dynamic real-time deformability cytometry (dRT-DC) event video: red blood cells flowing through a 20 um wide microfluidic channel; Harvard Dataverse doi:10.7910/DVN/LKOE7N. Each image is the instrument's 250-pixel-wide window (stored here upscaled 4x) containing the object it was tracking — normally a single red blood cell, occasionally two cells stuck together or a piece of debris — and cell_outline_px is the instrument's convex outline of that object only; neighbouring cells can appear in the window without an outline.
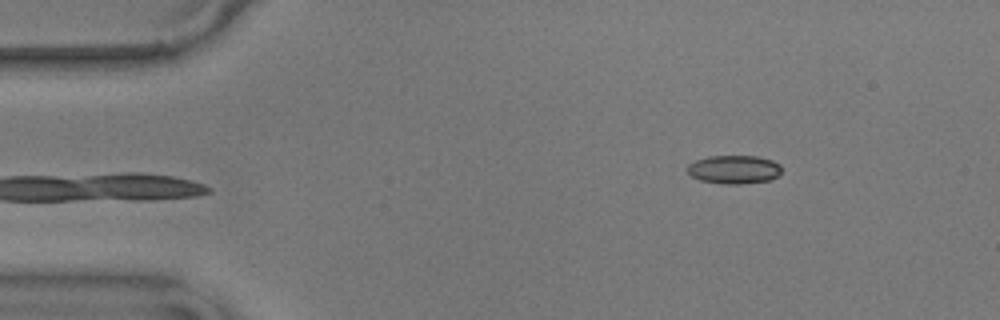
{"species": "common noctule bat (a hibernating species)", "species_latin": "Nyctalus noctula", "temperature_condition": "warm", "stored_images_in_passage": 49, "camera_frame_rate_fps": 3000, "um_per_image_px": 0.085, "animal": {"sex": "male", "body_mass_g": 17.9}, "frame": {"image": 1, "passage_image": 1, "time_ms": 0.0, "image_size_px": [1000, 320], "cell_outline_px": [[780, 172], [772, 180], [740, 184], [724, 184], [700, 180], [692, 176], [688, 172], [688, 164], [696, 160], [708, 156], [756, 156], [772, 160], [780, 164]], "centroid_in_image_um": [62.4, 14.4], "position_along_channel_um": 22.6, "area_um2": 15.61}}
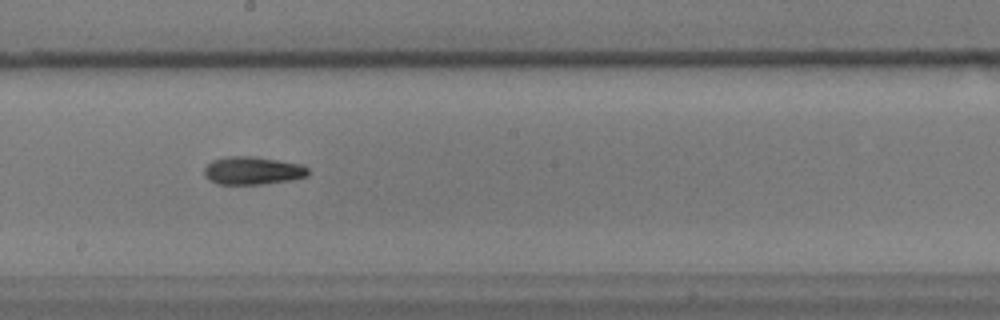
{"frame": {"image": 2, "passage_image": 24, "time_ms": 7.667, "image_size_px": [1000, 320], "cell_outline_px": [[308, 176], [292, 180], [260, 184], [216, 184], [208, 180], [204, 176], [204, 168], [212, 160], [228, 156], [252, 156], [304, 164], [308, 168]], "centroid_in_image_um": [21.47, 14.5], "position_along_channel_um": 226.7, "area_um2": 17.11}}
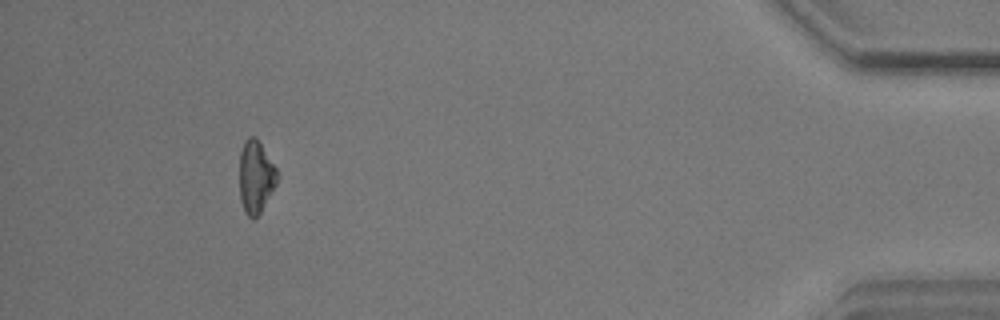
{"frame": {"image": 3, "passage_image": 45, "time_ms": 14.667, "image_size_px": [1000, 320], "cell_outline_px": [[280, 176], [276, 184], [260, 212], [252, 220], [244, 212], [240, 200], [240, 152], [244, 140], [248, 136], [256, 136], [276, 168]], "centroid_in_image_um": [21.74, 15.01], "position_along_channel_um": 413.5, "area_um2": 16.01}, "authors_computed_cell_mechanics": {"area_um2": 16.2996, "velocity_mm_per_s": 3.5863, "shape_relaxation_time_tau1_ms": 4.2621, "shape_relaxation_time_tau2_ms": 4.4257, "deformation_change_tau1": 0.117, "deformation_change_tau2": 0.1174}}